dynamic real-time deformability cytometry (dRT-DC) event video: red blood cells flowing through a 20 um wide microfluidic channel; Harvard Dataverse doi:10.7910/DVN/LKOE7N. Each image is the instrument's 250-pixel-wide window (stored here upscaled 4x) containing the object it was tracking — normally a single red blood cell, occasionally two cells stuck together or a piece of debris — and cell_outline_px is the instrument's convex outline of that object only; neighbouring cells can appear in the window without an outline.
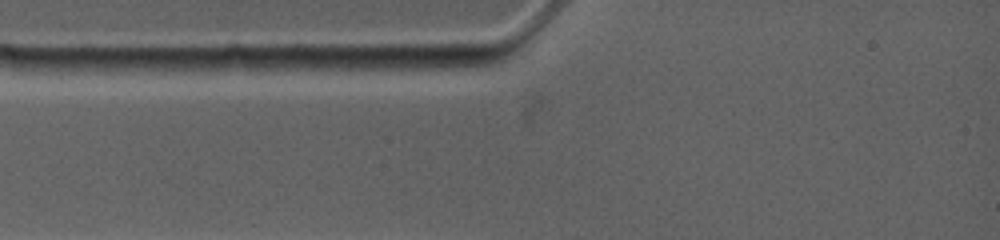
{"species": "common noctule bat (a hibernating species)", "species_latin": "Nyctalus noctula", "temperature_condition": "warm", "stored_images_in_passage": 3, "camera_frame_rate_fps": 4500, "um_per_image_px": 0.085, "animal": {"sex": "female", "body_mass_g": 19.0, "forearm_length_mm": 53.3}, "frame": {"image": 1, "passage_image": 1, "time_ms": 0.0, "image_size_px": [1000, 240], "cell_outline_px": [[276, 68], [160, 76], [152, 60], [228, 56], [268, 56]], "centroid_in_image_um": [17.98, 5.51], "position_along_channel_um": 67.0, "area_um2": 12.66}}